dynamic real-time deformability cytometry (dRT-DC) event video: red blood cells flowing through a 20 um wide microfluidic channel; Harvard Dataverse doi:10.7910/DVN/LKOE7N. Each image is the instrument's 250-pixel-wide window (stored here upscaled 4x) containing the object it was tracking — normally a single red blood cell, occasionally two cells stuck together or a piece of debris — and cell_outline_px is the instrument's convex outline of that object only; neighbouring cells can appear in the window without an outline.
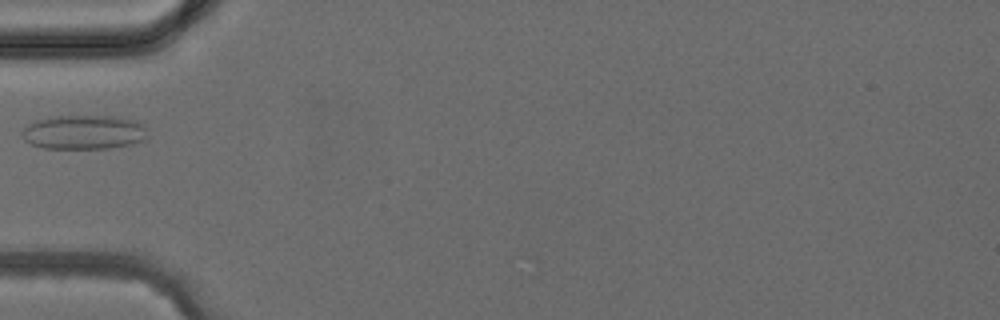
{"species": "common noctule bat (a hibernating species)", "species_latin": "Nyctalus noctula", "temperature_condition": "cold", "stored_images_in_passage": 1, "camera_frame_rate_fps": 3000, "um_per_image_px": 0.085, "animal": {"sex": "female", "body_mass_g": 24.6, "forearm_length_mm": 56.2}, "frame": {"image": 1, "passage_image": 1, "time_ms": 0.0, "image_size_px": [1000, 320], "cell_outline_px": [[148, 136], [144, 140], [132, 144], [108, 148], [44, 148], [32, 144], [24, 140], [20, 136], [20, 132], [28, 124], [36, 120], [56, 116], [112, 116], [136, 120], [144, 124]], "centroid_in_image_um": [7.13, 11.23], "position_along_channel_um": 77.9, "area_um2": 25.2}}